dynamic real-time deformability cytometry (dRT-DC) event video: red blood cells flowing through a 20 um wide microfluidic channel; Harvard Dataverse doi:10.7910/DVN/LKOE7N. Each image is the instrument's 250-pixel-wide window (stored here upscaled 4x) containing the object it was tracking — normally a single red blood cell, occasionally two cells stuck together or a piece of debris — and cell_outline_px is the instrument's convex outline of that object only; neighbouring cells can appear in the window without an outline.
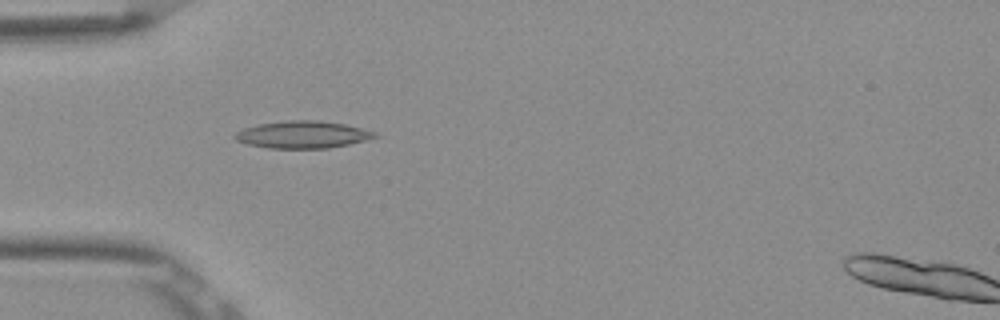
{"species": "Egyptian fruit bat (a non-hibernating species)", "species_latin": "Rousettus aegyptiacus", "temperature_condition": "room temperature", "stored_images_in_passage": 6, "camera_frame_rate_fps": 3000, "um_per_image_px": 0.085, "frame": {"image": 1, "passage_image": 5, "time_ms": 1.333, "image_size_px": [1000, 320], "cell_outline_px": [[380, 136], [348, 144], [328, 148], [268, 148], [248, 144], [236, 140], [232, 136], [236, 132], [244, 128], [256, 124], [288, 120], [316, 120], [344, 124], [376, 132]], "centroid_in_image_um": [25.69, 11.44], "position_along_channel_um": 59.3, "area_um2": 22.08}}